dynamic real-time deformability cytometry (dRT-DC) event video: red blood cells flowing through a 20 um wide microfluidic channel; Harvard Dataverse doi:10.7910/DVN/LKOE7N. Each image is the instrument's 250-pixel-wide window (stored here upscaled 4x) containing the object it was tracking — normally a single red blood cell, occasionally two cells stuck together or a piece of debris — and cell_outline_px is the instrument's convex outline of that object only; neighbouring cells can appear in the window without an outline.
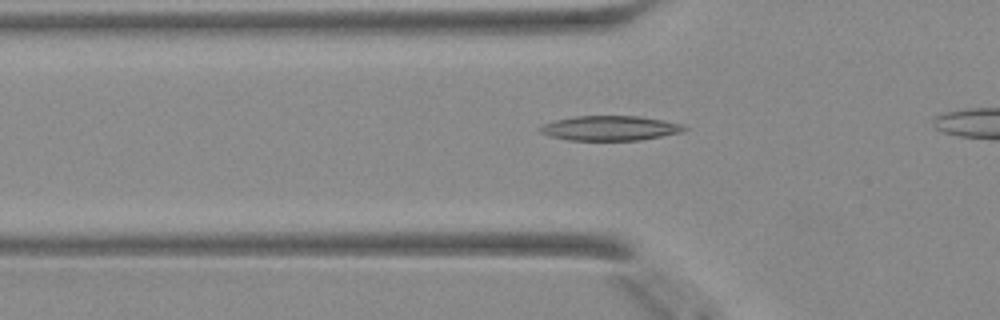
{"species": "Egyptian fruit bat (a non-hibernating species)", "species_latin": "Rousettus aegyptiacus", "temperature_condition": "warm", "stored_images_in_passage": 28, "camera_frame_rate_fps": 3000, "um_per_image_px": 0.085, "animal": {"sex": "female"}, "frame": {"image": 1, "passage_image": 5, "time_ms": 1.333, "image_size_px": [1000, 320], "cell_outline_px": [[688, 128], [680, 132], [640, 140], [568, 140], [548, 136], [540, 132], [536, 128], [544, 124], [556, 120], [572, 116], [640, 116], [680, 124]], "centroid_in_image_um": [51.76, 10.89], "position_along_channel_um": 74.0, "area_um2": 20.63}}
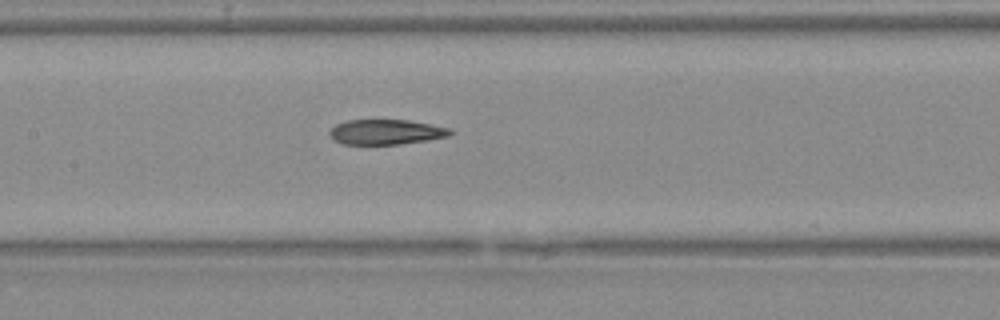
{"frame": {"image": 2, "passage_image": 12, "time_ms": 3.667, "image_size_px": [1000, 320], "cell_outline_px": [[452, 132], [448, 136], [400, 144], [344, 144], [336, 140], [328, 132], [336, 124], [348, 120], [408, 120], [452, 128]], "centroid_in_image_um": [32.82, 11.21], "position_along_channel_um": 174.6, "area_um2": 17.34}}
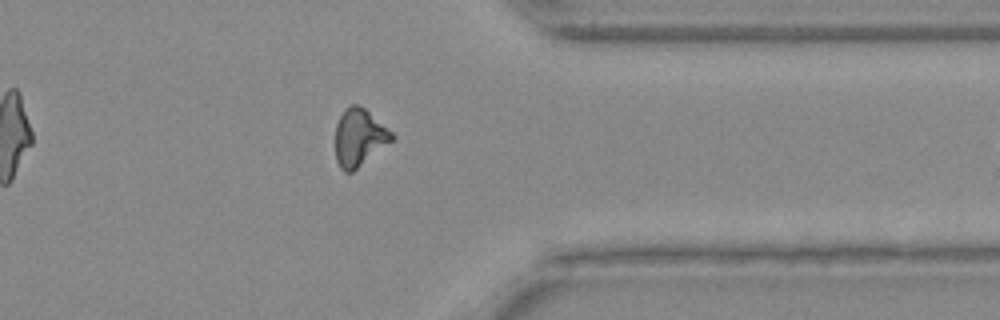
{"frame": {"image": 3, "passage_image": 27, "time_ms": 8.667, "image_size_px": [1000, 320], "cell_outline_px": [[396, 136], [392, 140], [352, 172], [344, 172], [340, 168], [336, 160], [336, 124], [344, 108], [348, 104], [356, 104], [364, 108], [392, 132]], "centroid_in_image_um": [30.51, 11.67], "position_along_channel_um": 380.9, "area_um2": 18.61}}